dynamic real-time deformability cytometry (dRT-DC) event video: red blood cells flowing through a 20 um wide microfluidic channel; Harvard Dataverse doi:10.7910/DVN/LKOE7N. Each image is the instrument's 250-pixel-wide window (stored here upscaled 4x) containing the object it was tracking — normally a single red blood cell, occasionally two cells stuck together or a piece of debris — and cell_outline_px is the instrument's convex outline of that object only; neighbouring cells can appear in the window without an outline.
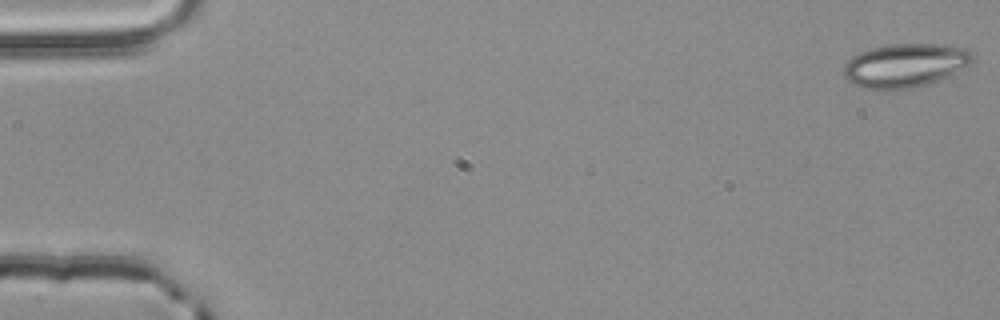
{"species": "common noctule bat (a hibernating species)", "species_latin": "Nyctalus noctula", "temperature_condition": "room temperature", "stored_images_in_passage": 54, "camera_frame_rate_fps": 3000, "um_per_image_px": 0.085, "animal": {"sex": "male", "body_mass_g": 20.4}, "frame": {"image": 1, "passage_image": 1, "time_ms": 0.0, "image_size_px": [1000, 320], "cell_outline_px": [[976, 60], [956, 72], [936, 80], [924, 84], [908, 88], [864, 88], [848, 80], [844, 76], [844, 64], [852, 56], [860, 52], [872, 48], [888, 44], [940, 44], [964, 48], [972, 52], [976, 56]], "centroid_in_image_um": [76.96, 5.52], "position_along_channel_um": 8.0, "area_um2": 32.31}}
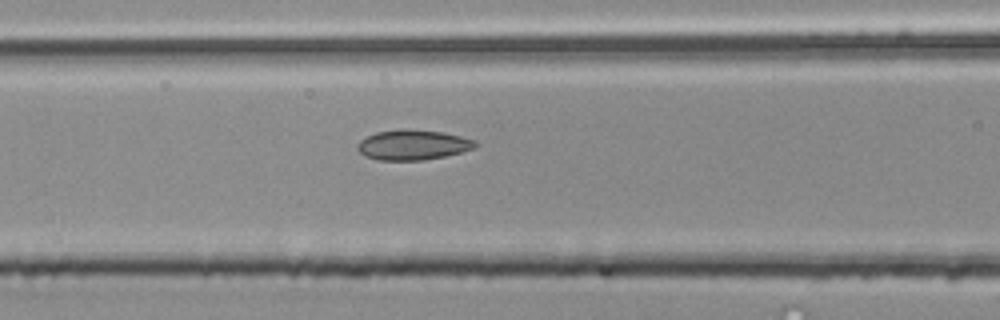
{"frame": {"image": 2, "passage_image": 23, "time_ms": 7.333, "image_size_px": [1000, 320], "cell_outline_px": [[476, 148], [444, 156], [424, 160], [376, 160], [364, 156], [356, 148], [356, 144], [360, 140], [376, 132], [400, 128], [404, 128], [444, 132], [476, 140]], "centroid_in_image_um": [35.06, 12.3], "position_along_channel_um": 131.5, "area_um2": 20.87}}
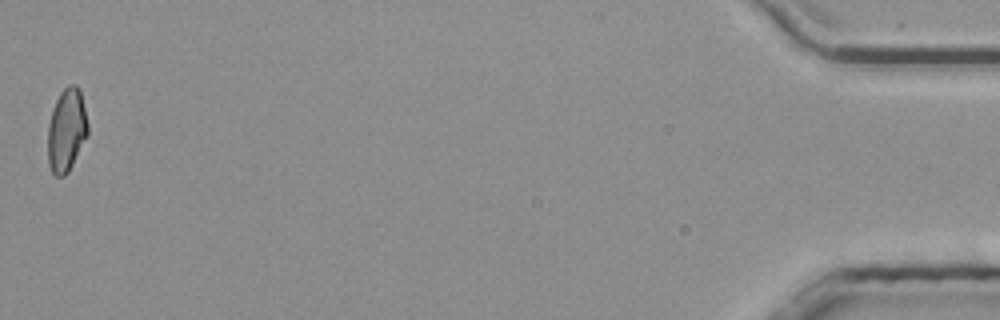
{"frame": {"image": 3, "passage_image": 54, "time_ms": 17.667, "image_size_px": [1000, 320], "cell_outline_px": [[88, 136], [68, 172], [64, 176], [56, 176], [52, 172], [48, 164], [48, 124], [52, 108], [60, 92], [68, 84], [76, 84], [80, 88], [88, 124]], "centroid_in_image_um": [5.66, 11.04], "position_along_channel_um": 429.5, "area_um2": 19.65}, "authors_computed_cell_mechanics": {"area_um2": 20.2011, "velocity_mm_per_s": 3.8602, "shape_relaxation_time_tau1_ms": null, "shape_relaxation_time_tau2_ms": 4.2654, "deformation_change_tau1": null, "deformation_change_tau2": 0.1146}}